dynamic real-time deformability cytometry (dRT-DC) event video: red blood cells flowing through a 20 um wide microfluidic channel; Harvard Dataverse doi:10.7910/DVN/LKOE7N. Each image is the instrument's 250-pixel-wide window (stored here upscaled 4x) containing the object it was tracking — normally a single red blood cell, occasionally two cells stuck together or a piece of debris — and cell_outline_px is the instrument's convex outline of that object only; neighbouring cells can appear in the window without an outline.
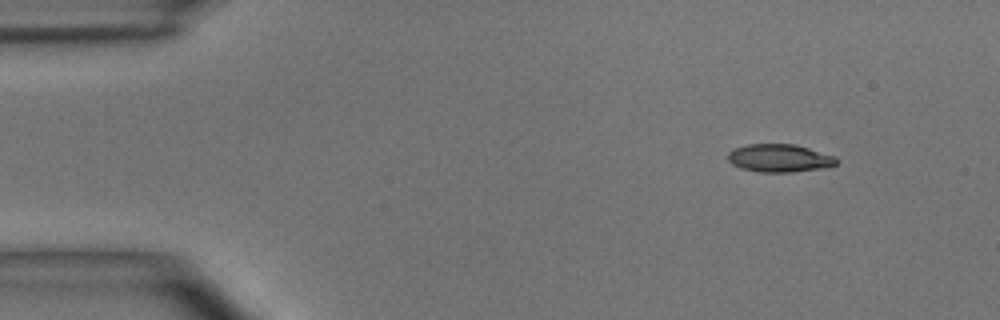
{"species": "common noctule bat (a hibernating species)", "species_latin": "Nyctalus noctula", "temperature_condition": "room temperature", "stored_images_in_passage": 3, "camera_frame_rate_fps": 3000, "um_per_image_px": 0.085, "animal": {"sex": "male", "body_mass_g": 15.6}, "frame": {"image": 1, "passage_image": 1, "time_ms": 0.0, "image_size_px": [1000, 320], "cell_outline_px": [[840, 160], [836, 164], [828, 168], [792, 172], [760, 172], [740, 168], [732, 164], [728, 160], [728, 152], [736, 148], [748, 144], [796, 144], [836, 156]], "centroid_in_image_um": [66.31, 13.44], "position_along_channel_um": 18.7, "area_um2": 17.92}}